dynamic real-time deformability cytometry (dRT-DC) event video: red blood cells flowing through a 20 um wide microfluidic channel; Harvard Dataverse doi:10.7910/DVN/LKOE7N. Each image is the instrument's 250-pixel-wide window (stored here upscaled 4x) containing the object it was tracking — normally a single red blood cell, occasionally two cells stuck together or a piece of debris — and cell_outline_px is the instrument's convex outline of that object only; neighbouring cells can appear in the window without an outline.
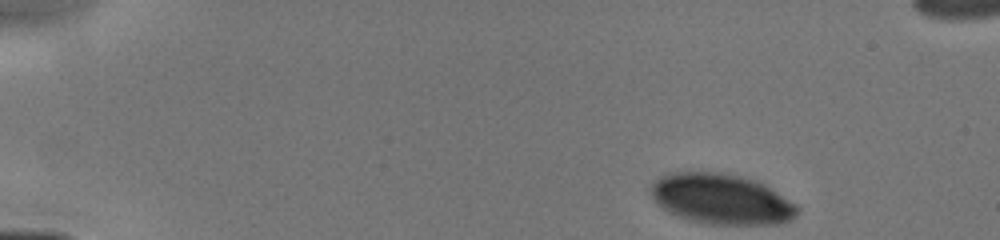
{"species": "human", "species_latin": "Homo sapiens", "temperature_condition": "cold", "stored_images_in_passage": 19, "camera_frame_rate_fps": 3000, "um_per_image_px": 0.085, "donor": {"sex": "male"}, "frame": {"image": 1, "passage_image": 1, "time_ms": 0.0, "image_size_px": [1000, 240], "cell_outline_px": [[800, 208], [796, 216], [792, 220], [780, 224], [708, 224], [688, 220], [676, 216], [668, 212], [652, 196], [652, 184], [660, 176], [668, 172], [720, 172], [740, 176], [764, 184], [796, 204]], "centroid_in_image_um": [61.34, 16.93], "position_along_channel_um": 23.7, "area_um2": 42.89}}
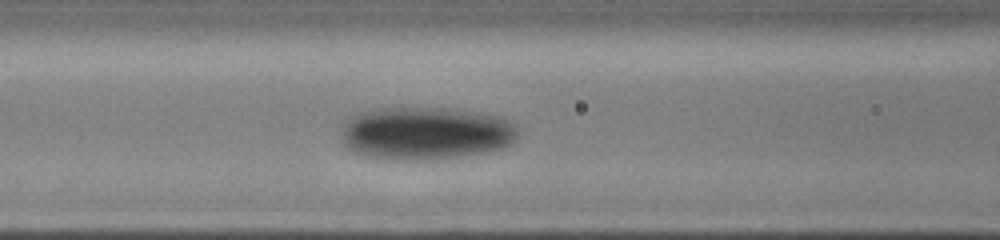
{"frame": {"image": 2, "passage_image": 14, "time_ms": 5.0, "image_size_px": [1000, 240], "cell_outline_px": [[520, 132], [508, 144], [500, 148], [460, 156], [424, 160], [396, 160], [368, 156], [356, 152], [348, 148], [340, 140], [340, 124], [348, 116], [356, 112], [372, 108], [440, 108], [476, 112], [500, 116], [516, 124]], "centroid_in_image_um": [36.07, 11.3], "position_along_channel_um": 130.5, "area_um2": 54.85}}
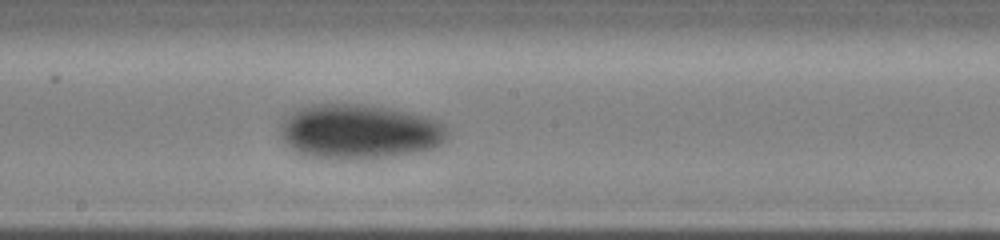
{"frame": {"image": 3, "passage_image": 19, "time_ms": 7.0, "image_size_px": [1000, 240], "cell_outline_px": [[448, 136], [440, 144], [432, 148], [420, 152], [396, 156], [336, 160], [308, 156], [296, 152], [284, 140], [280, 132], [280, 124], [284, 116], [308, 104], [360, 104], [384, 108], [404, 112], [436, 120], [444, 124], [448, 132]], "centroid_in_image_um": [30.5, 11.2], "position_along_channel_um": 217.7, "area_um2": 53.18}}